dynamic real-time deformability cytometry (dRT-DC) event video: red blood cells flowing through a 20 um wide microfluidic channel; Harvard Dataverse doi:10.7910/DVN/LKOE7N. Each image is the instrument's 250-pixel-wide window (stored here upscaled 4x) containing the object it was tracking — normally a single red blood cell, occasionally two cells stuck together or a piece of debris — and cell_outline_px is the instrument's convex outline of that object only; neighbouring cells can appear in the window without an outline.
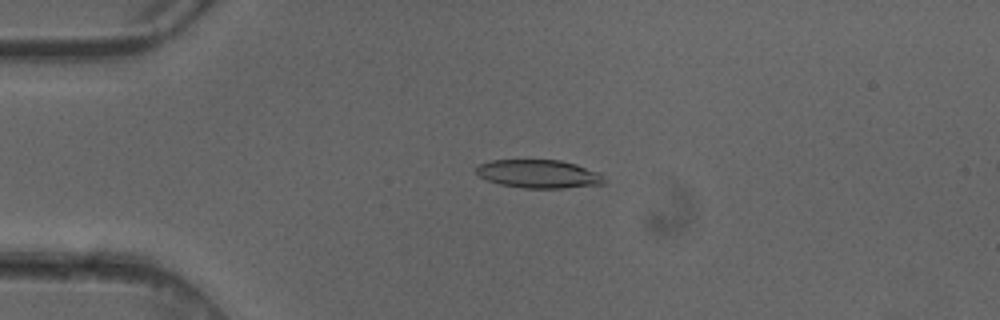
{"species": "common noctule bat (a hibernating species)", "species_latin": "Nyctalus noctula", "temperature_condition": "cold", "stored_images_in_passage": 6, "camera_frame_rate_fps": 3000, "um_per_image_px": 0.085, "animal": {"sex": "female"}, "frame": {"image": 1, "passage_image": 4, "time_ms": 1.0, "image_size_px": [1000, 320], "cell_outline_px": [[604, 184], [564, 188], [524, 188], [500, 184], [488, 180], [480, 176], [476, 172], [476, 168], [480, 164], [492, 160], [560, 160], [576, 164], [600, 172], [604, 180]], "centroid_in_image_um": [45.82, 14.78], "position_along_channel_um": 39.2, "area_um2": 21.04}}
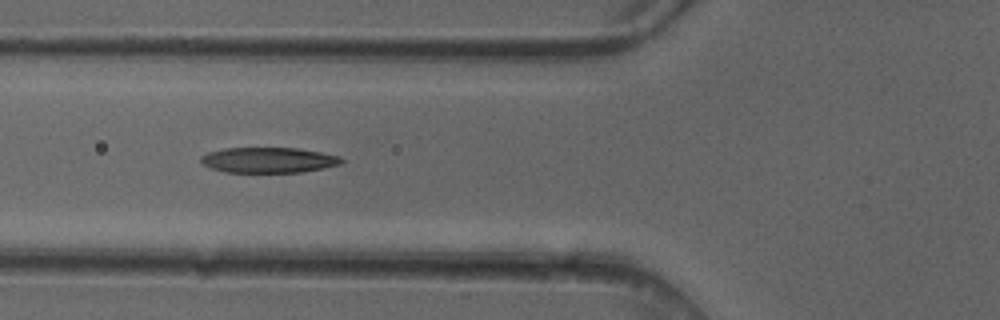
{"frame": {"image": 2, "passage_image": 6, "time_ms": 1.667, "image_size_px": [1000, 320], "cell_outline_px": [[344, 160], [340, 164], [324, 168], [300, 172], [224, 172], [212, 168], [204, 164], [200, 160], [200, 156], [208, 152], [224, 148], [296, 148], [320, 152], [340, 156]], "centroid_in_image_um": [22.82, 13.6], "position_along_channel_um": 103.0, "area_um2": 20.75}}